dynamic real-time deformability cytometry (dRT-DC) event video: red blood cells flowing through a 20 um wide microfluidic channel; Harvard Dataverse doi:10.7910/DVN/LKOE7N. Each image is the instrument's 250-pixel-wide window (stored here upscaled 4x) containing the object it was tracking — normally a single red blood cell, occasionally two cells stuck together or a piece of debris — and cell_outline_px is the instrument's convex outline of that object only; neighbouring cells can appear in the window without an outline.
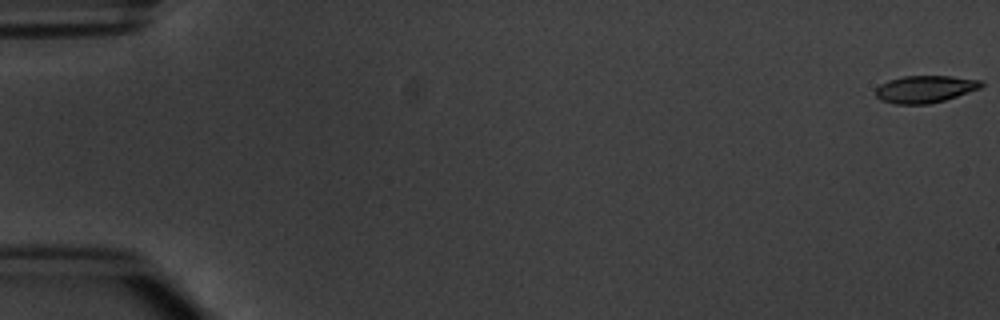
{"species": "common noctule bat (a hibernating species)", "species_latin": "Nyctalus noctula", "temperature_condition": "warm", "stored_images_in_passage": 5, "camera_frame_rate_fps": 3000, "um_per_image_px": 0.085, "animal": {"sex": "male", "body_mass_g": 20.1, "forearm_length_mm": 53.5}, "frame": {"image": 1, "passage_image": 1, "time_ms": 0.0, "image_size_px": [1000, 320], "cell_outline_px": [[984, 84], [980, 88], [944, 100], [928, 104], [896, 104], [880, 100], [876, 96], [876, 88], [880, 84], [888, 80], [904, 76], [952, 76], [984, 80]], "centroid_in_image_um": [78.63, 7.56], "position_along_channel_um": 6.4, "area_um2": 16.76}}
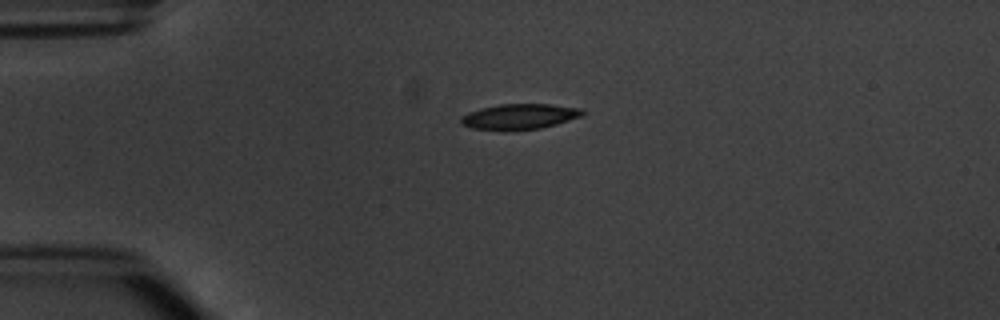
{"frame": {"image": 2, "passage_image": 4, "time_ms": 4.333, "image_size_px": [1000, 320], "cell_outline_px": [[584, 112], [580, 116], [556, 124], [540, 128], [504, 132], [472, 128], [464, 124], [460, 120], [460, 116], [468, 112], [480, 108], [500, 104], [552, 104], [584, 108]], "centroid_in_image_um": [44.13, 9.92], "position_along_channel_um": 40.9, "area_um2": 18.32}}